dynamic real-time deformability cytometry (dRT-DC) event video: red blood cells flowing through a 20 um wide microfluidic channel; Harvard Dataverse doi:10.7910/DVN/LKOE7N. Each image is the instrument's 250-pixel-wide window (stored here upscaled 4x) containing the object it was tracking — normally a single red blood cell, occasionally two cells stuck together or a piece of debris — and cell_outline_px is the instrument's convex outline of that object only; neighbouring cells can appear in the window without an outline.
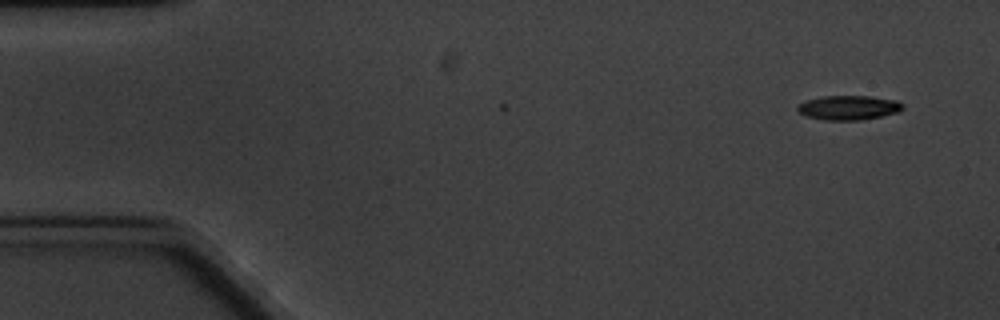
{"species": "common noctule bat (a hibernating species)", "species_latin": "Nyctalus noctula", "temperature_condition": "cold", "stored_images_in_passage": 2, "camera_frame_rate_fps": 3000, "um_per_image_px": 0.085, "animal": {"sex": "male", "body_mass_g": 20.1, "forearm_length_mm": 53.5}, "frame": {"image": 1, "passage_image": 2, "time_ms": 1.0, "image_size_px": [1000, 320], "cell_outline_px": [[904, 108], [900, 112], [860, 120], [824, 120], [804, 116], [796, 108], [800, 104], [808, 100], [824, 96], [872, 96], [896, 100], [904, 104]], "centroid_in_image_um": [72.17, 9.15], "position_along_channel_um": 12.8, "area_um2": 14.97}}